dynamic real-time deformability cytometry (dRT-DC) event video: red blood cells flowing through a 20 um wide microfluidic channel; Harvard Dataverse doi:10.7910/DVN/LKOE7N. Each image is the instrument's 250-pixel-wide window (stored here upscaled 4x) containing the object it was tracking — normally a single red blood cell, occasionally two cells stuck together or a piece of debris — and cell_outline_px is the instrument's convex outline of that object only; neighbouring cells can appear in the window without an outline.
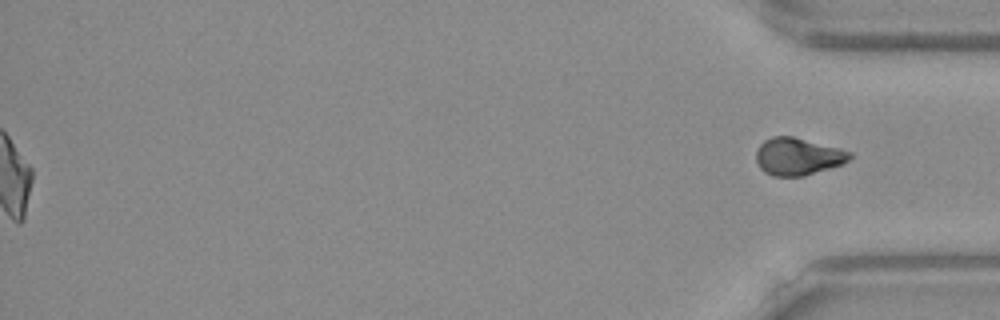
{"species": "Egyptian fruit bat (a non-hibernating species)", "species_latin": "Rousettus aegyptiacus", "temperature_condition": "warm", "stored_images_in_passage": 53, "segment_of_instrument_passage": [2, 2], "camera_frame_rate_fps": 3000, "um_per_image_px": 0.085, "frame": {"image": 1, "passage_image": 53, "time_ms": 17.333, "image_size_px": [1000, 320], "cell_outline_px": [[852, 156], [844, 164], [804, 176], [772, 176], [764, 172], [760, 168], [756, 160], [756, 152], [760, 144], [764, 140], [772, 136], [792, 136], [840, 148], [852, 152]], "centroid_in_image_um": [67.82, 13.3], "position_along_channel_um": 367.4, "area_um2": 20.52}}